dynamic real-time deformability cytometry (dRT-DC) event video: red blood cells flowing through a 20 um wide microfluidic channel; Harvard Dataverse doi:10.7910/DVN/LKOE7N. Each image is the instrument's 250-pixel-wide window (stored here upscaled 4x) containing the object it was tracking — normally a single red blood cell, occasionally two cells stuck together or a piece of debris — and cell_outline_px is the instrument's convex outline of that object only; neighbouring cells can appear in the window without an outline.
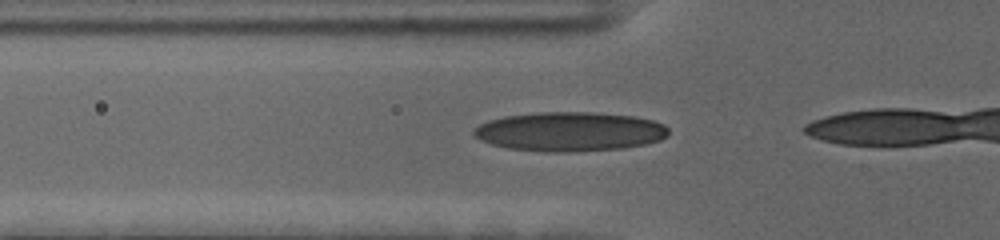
{"species": "human", "species_latin": "Homo sapiens", "temperature_condition": "cold", "stored_images_in_passage": 9, "camera_frame_rate_fps": 3000, "um_per_image_px": 0.085, "donor": {"sex": "female"}, "frame": {"image": 1, "passage_image": 4, "time_ms": 1.0, "image_size_px": [1000, 240], "cell_outline_px": [[668, 136], [660, 140], [644, 144], [624, 148], [568, 152], [544, 152], [508, 148], [492, 144], [480, 140], [472, 132], [472, 128], [488, 120], [504, 116], [540, 112], [592, 112], [632, 116], [652, 120], [664, 124], [668, 128]], "centroid_in_image_um": [48.41, 11.18], "position_along_channel_um": 77.4, "area_um2": 44.68}}
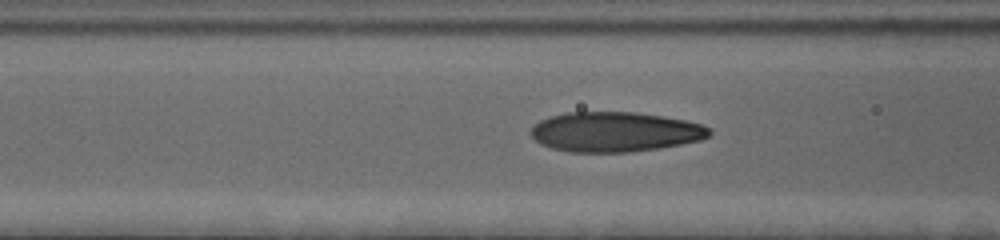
{"frame": {"image": 2, "passage_image": 7, "time_ms": 2.0, "image_size_px": [1000, 240], "cell_outline_px": [[712, 132], [708, 136], [700, 140], [660, 148], [632, 152], [568, 152], [552, 148], [540, 144], [528, 132], [532, 124], [540, 120], [552, 116], [568, 112], [636, 112], [664, 116], [684, 120], [700, 124], [712, 128]], "centroid_in_image_um": [52.25, 11.21], "position_along_channel_um": 114.4, "area_um2": 41.73}}